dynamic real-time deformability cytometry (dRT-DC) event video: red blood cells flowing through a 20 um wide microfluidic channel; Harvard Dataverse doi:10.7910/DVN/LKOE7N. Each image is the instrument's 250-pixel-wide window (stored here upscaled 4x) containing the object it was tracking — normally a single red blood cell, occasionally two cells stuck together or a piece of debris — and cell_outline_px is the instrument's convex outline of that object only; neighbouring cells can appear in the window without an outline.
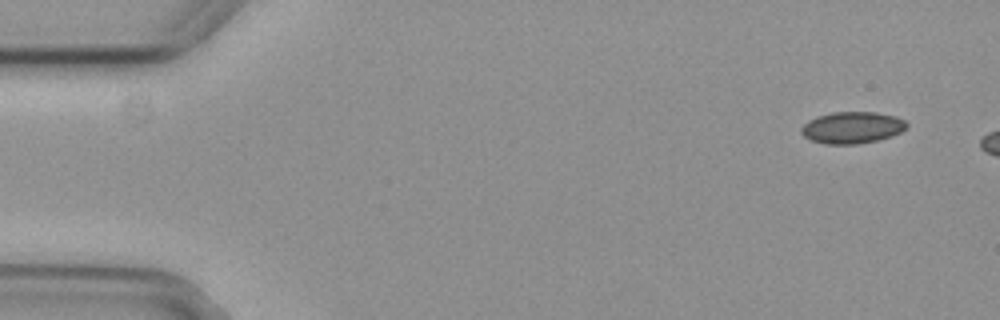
{"species": "common noctule bat (a hibernating species)", "species_latin": "Nyctalus noctula", "temperature_condition": "cold", "stored_images_in_passage": 3, "camera_frame_rate_fps": 3000, "um_per_image_px": 0.085, "animal": {"sex": "female", "body_mass_g": 29.2, "forearm_length_mm": 56.3}, "frame": {"image": 1, "passage_image": 1, "time_ms": 0.0, "image_size_px": [1000, 320], "cell_outline_px": [[908, 124], [900, 132], [892, 136], [880, 140], [856, 144], [824, 144], [808, 140], [800, 132], [800, 128], [808, 120], [816, 116], [832, 112], [876, 112], [896, 116], [904, 120]], "centroid_in_image_um": [72.39, 10.85], "position_along_channel_um": 12.6, "area_um2": 19.71}}